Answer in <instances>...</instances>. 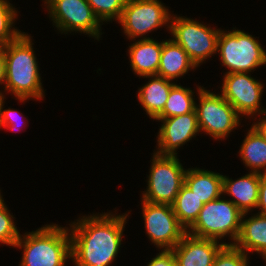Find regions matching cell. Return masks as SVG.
Returning a JSON list of instances; mask_svg holds the SVG:
<instances>
[{"label": "cell", "mask_w": 266, "mask_h": 266, "mask_svg": "<svg viewBox=\"0 0 266 266\" xmlns=\"http://www.w3.org/2000/svg\"><path fill=\"white\" fill-rule=\"evenodd\" d=\"M83 214L68 223L73 266H113L121 252L128 210Z\"/></svg>", "instance_id": "6da1fadb"}, {"label": "cell", "mask_w": 266, "mask_h": 266, "mask_svg": "<svg viewBox=\"0 0 266 266\" xmlns=\"http://www.w3.org/2000/svg\"><path fill=\"white\" fill-rule=\"evenodd\" d=\"M33 37L23 32L4 49L5 82L1 94L5 97L7 93L14 96L12 98L23 105L29 100L40 102L46 95Z\"/></svg>", "instance_id": "7a4b0ae2"}, {"label": "cell", "mask_w": 266, "mask_h": 266, "mask_svg": "<svg viewBox=\"0 0 266 266\" xmlns=\"http://www.w3.org/2000/svg\"><path fill=\"white\" fill-rule=\"evenodd\" d=\"M14 248L22 249L19 266H67L72 261L67 224L46 223L36 230L22 233Z\"/></svg>", "instance_id": "3957f363"}, {"label": "cell", "mask_w": 266, "mask_h": 266, "mask_svg": "<svg viewBox=\"0 0 266 266\" xmlns=\"http://www.w3.org/2000/svg\"><path fill=\"white\" fill-rule=\"evenodd\" d=\"M255 37L236 26L231 30L221 29L217 39V58L225 73H252L266 66V50Z\"/></svg>", "instance_id": "277c9868"}, {"label": "cell", "mask_w": 266, "mask_h": 266, "mask_svg": "<svg viewBox=\"0 0 266 266\" xmlns=\"http://www.w3.org/2000/svg\"><path fill=\"white\" fill-rule=\"evenodd\" d=\"M227 198L222 195L205 203L186 233L198 238L215 239L225 245H234L240 233L243 213ZM227 239L230 242H226Z\"/></svg>", "instance_id": "5b68a950"}, {"label": "cell", "mask_w": 266, "mask_h": 266, "mask_svg": "<svg viewBox=\"0 0 266 266\" xmlns=\"http://www.w3.org/2000/svg\"><path fill=\"white\" fill-rule=\"evenodd\" d=\"M203 87L195 101L197 122L201 134L216 141L227 140L238 127H242V118L235 108L217 91ZM238 128V129H237ZM235 129V130H234Z\"/></svg>", "instance_id": "8992f818"}, {"label": "cell", "mask_w": 266, "mask_h": 266, "mask_svg": "<svg viewBox=\"0 0 266 266\" xmlns=\"http://www.w3.org/2000/svg\"><path fill=\"white\" fill-rule=\"evenodd\" d=\"M200 22L193 17L172 14L170 19L171 38L188 54L191 61L199 68L217 54V39L221 27Z\"/></svg>", "instance_id": "52a82bcc"}, {"label": "cell", "mask_w": 266, "mask_h": 266, "mask_svg": "<svg viewBox=\"0 0 266 266\" xmlns=\"http://www.w3.org/2000/svg\"><path fill=\"white\" fill-rule=\"evenodd\" d=\"M49 21L59 34L80 33L98 42L102 39V25L87 0H41Z\"/></svg>", "instance_id": "ba28073f"}, {"label": "cell", "mask_w": 266, "mask_h": 266, "mask_svg": "<svg viewBox=\"0 0 266 266\" xmlns=\"http://www.w3.org/2000/svg\"><path fill=\"white\" fill-rule=\"evenodd\" d=\"M150 159L146 188L140 191V200L172 205L184 184L187 167L179 156L160 155L153 151Z\"/></svg>", "instance_id": "9c48e42d"}, {"label": "cell", "mask_w": 266, "mask_h": 266, "mask_svg": "<svg viewBox=\"0 0 266 266\" xmlns=\"http://www.w3.org/2000/svg\"><path fill=\"white\" fill-rule=\"evenodd\" d=\"M169 8L162 0H126L117 24H120L124 37L129 41L152 39L149 33L160 28L170 31L173 11Z\"/></svg>", "instance_id": "30bf717a"}, {"label": "cell", "mask_w": 266, "mask_h": 266, "mask_svg": "<svg viewBox=\"0 0 266 266\" xmlns=\"http://www.w3.org/2000/svg\"><path fill=\"white\" fill-rule=\"evenodd\" d=\"M222 77V86L217 88L242 118L251 121L266 112V106L261 102L266 83L254 78L251 73L244 72L223 74Z\"/></svg>", "instance_id": "8fae6325"}, {"label": "cell", "mask_w": 266, "mask_h": 266, "mask_svg": "<svg viewBox=\"0 0 266 266\" xmlns=\"http://www.w3.org/2000/svg\"><path fill=\"white\" fill-rule=\"evenodd\" d=\"M140 209L145 236L158 249H173L186 234V229L179 223L172 205L155 204L140 200Z\"/></svg>", "instance_id": "7c38bea8"}, {"label": "cell", "mask_w": 266, "mask_h": 266, "mask_svg": "<svg viewBox=\"0 0 266 266\" xmlns=\"http://www.w3.org/2000/svg\"><path fill=\"white\" fill-rule=\"evenodd\" d=\"M155 120L161 122L154 149L160 155L179 156L178 149H183L184 145H188L192 139L195 140L200 133L195 110L184 115L155 118L153 121Z\"/></svg>", "instance_id": "4fadbf2b"}, {"label": "cell", "mask_w": 266, "mask_h": 266, "mask_svg": "<svg viewBox=\"0 0 266 266\" xmlns=\"http://www.w3.org/2000/svg\"><path fill=\"white\" fill-rule=\"evenodd\" d=\"M224 245L215 239L198 238L186 233L172 251L177 266H212L216 254Z\"/></svg>", "instance_id": "5bb4252c"}, {"label": "cell", "mask_w": 266, "mask_h": 266, "mask_svg": "<svg viewBox=\"0 0 266 266\" xmlns=\"http://www.w3.org/2000/svg\"><path fill=\"white\" fill-rule=\"evenodd\" d=\"M260 173L247 172L232 179L223 174V195L229 196L242 213L256 212L259 200ZM232 197V198H231Z\"/></svg>", "instance_id": "9a60e30c"}, {"label": "cell", "mask_w": 266, "mask_h": 266, "mask_svg": "<svg viewBox=\"0 0 266 266\" xmlns=\"http://www.w3.org/2000/svg\"><path fill=\"white\" fill-rule=\"evenodd\" d=\"M127 53L131 71L137 77L157 75L162 51V41L156 38L129 41ZM132 42V43H131Z\"/></svg>", "instance_id": "2e32d148"}, {"label": "cell", "mask_w": 266, "mask_h": 266, "mask_svg": "<svg viewBox=\"0 0 266 266\" xmlns=\"http://www.w3.org/2000/svg\"><path fill=\"white\" fill-rule=\"evenodd\" d=\"M234 246L249 256L253 253L258 254L262 261H265L266 215H261L256 212H251V214L243 213L240 233Z\"/></svg>", "instance_id": "e0dca14e"}, {"label": "cell", "mask_w": 266, "mask_h": 266, "mask_svg": "<svg viewBox=\"0 0 266 266\" xmlns=\"http://www.w3.org/2000/svg\"><path fill=\"white\" fill-rule=\"evenodd\" d=\"M139 78H145L148 81L138 87L137 100L147 117L154 120L163 111L169 92L176 83L159 75H147Z\"/></svg>", "instance_id": "ac0fdd59"}, {"label": "cell", "mask_w": 266, "mask_h": 266, "mask_svg": "<svg viewBox=\"0 0 266 266\" xmlns=\"http://www.w3.org/2000/svg\"><path fill=\"white\" fill-rule=\"evenodd\" d=\"M197 69L186 51L172 38L162 39V51L157 75L165 79L179 82L190 71ZM176 80V81H175Z\"/></svg>", "instance_id": "d6986e66"}, {"label": "cell", "mask_w": 266, "mask_h": 266, "mask_svg": "<svg viewBox=\"0 0 266 266\" xmlns=\"http://www.w3.org/2000/svg\"><path fill=\"white\" fill-rule=\"evenodd\" d=\"M220 173L192 166L185 173L184 184L205 204L223 195V173Z\"/></svg>", "instance_id": "ffe728a7"}, {"label": "cell", "mask_w": 266, "mask_h": 266, "mask_svg": "<svg viewBox=\"0 0 266 266\" xmlns=\"http://www.w3.org/2000/svg\"><path fill=\"white\" fill-rule=\"evenodd\" d=\"M236 154L249 172L266 174V140L250 125Z\"/></svg>", "instance_id": "44dd1931"}, {"label": "cell", "mask_w": 266, "mask_h": 266, "mask_svg": "<svg viewBox=\"0 0 266 266\" xmlns=\"http://www.w3.org/2000/svg\"><path fill=\"white\" fill-rule=\"evenodd\" d=\"M195 86L196 91L181 85L180 82L176 83L169 92L163 111L156 118H169L193 112L197 95L204 85L199 86L198 83Z\"/></svg>", "instance_id": "7402d4cb"}, {"label": "cell", "mask_w": 266, "mask_h": 266, "mask_svg": "<svg viewBox=\"0 0 266 266\" xmlns=\"http://www.w3.org/2000/svg\"><path fill=\"white\" fill-rule=\"evenodd\" d=\"M204 203L185 184L172 204L179 223L187 230L197 219Z\"/></svg>", "instance_id": "603a6c76"}, {"label": "cell", "mask_w": 266, "mask_h": 266, "mask_svg": "<svg viewBox=\"0 0 266 266\" xmlns=\"http://www.w3.org/2000/svg\"><path fill=\"white\" fill-rule=\"evenodd\" d=\"M10 1L0 0V41H3L6 45L23 33V30L15 26L17 24L15 22L19 20L20 15L18 14L20 11Z\"/></svg>", "instance_id": "cb8c5ba5"}, {"label": "cell", "mask_w": 266, "mask_h": 266, "mask_svg": "<svg viewBox=\"0 0 266 266\" xmlns=\"http://www.w3.org/2000/svg\"><path fill=\"white\" fill-rule=\"evenodd\" d=\"M14 216L5 201L0 204V244L13 249L21 235Z\"/></svg>", "instance_id": "d4e9b609"}, {"label": "cell", "mask_w": 266, "mask_h": 266, "mask_svg": "<svg viewBox=\"0 0 266 266\" xmlns=\"http://www.w3.org/2000/svg\"><path fill=\"white\" fill-rule=\"evenodd\" d=\"M95 15L103 24L117 23L126 0H87ZM109 22V23H108Z\"/></svg>", "instance_id": "484cf974"}, {"label": "cell", "mask_w": 266, "mask_h": 266, "mask_svg": "<svg viewBox=\"0 0 266 266\" xmlns=\"http://www.w3.org/2000/svg\"><path fill=\"white\" fill-rule=\"evenodd\" d=\"M250 260L249 255L234 245H224L216 254L212 266H249Z\"/></svg>", "instance_id": "4316f807"}, {"label": "cell", "mask_w": 266, "mask_h": 266, "mask_svg": "<svg viewBox=\"0 0 266 266\" xmlns=\"http://www.w3.org/2000/svg\"><path fill=\"white\" fill-rule=\"evenodd\" d=\"M7 97L2 95V124H3V129L11 131V132H19L21 131L20 129L22 128V125L29 124L28 123V118L26 115H23L20 113L19 109L17 110L16 108L13 109L10 107L5 109V104ZM24 116V117H23ZM26 117V118H25ZM26 121V122H25ZM25 122V123H24ZM21 126V128H20Z\"/></svg>", "instance_id": "83f0119b"}, {"label": "cell", "mask_w": 266, "mask_h": 266, "mask_svg": "<svg viewBox=\"0 0 266 266\" xmlns=\"http://www.w3.org/2000/svg\"><path fill=\"white\" fill-rule=\"evenodd\" d=\"M145 266H177L176 257L172 249H159Z\"/></svg>", "instance_id": "f1b7e54d"}, {"label": "cell", "mask_w": 266, "mask_h": 266, "mask_svg": "<svg viewBox=\"0 0 266 266\" xmlns=\"http://www.w3.org/2000/svg\"><path fill=\"white\" fill-rule=\"evenodd\" d=\"M256 213L266 215V174H260L259 200Z\"/></svg>", "instance_id": "f546056e"}, {"label": "cell", "mask_w": 266, "mask_h": 266, "mask_svg": "<svg viewBox=\"0 0 266 266\" xmlns=\"http://www.w3.org/2000/svg\"><path fill=\"white\" fill-rule=\"evenodd\" d=\"M252 126L266 140V112L260 114L259 116L254 117L252 119Z\"/></svg>", "instance_id": "4dcf8cb0"}, {"label": "cell", "mask_w": 266, "mask_h": 266, "mask_svg": "<svg viewBox=\"0 0 266 266\" xmlns=\"http://www.w3.org/2000/svg\"><path fill=\"white\" fill-rule=\"evenodd\" d=\"M5 82V55L4 53L0 55V94L2 93L3 86Z\"/></svg>", "instance_id": "1f68e13d"}, {"label": "cell", "mask_w": 266, "mask_h": 266, "mask_svg": "<svg viewBox=\"0 0 266 266\" xmlns=\"http://www.w3.org/2000/svg\"><path fill=\"white\" fill-rule=\"evenodd\" d=\"M2 94H0V130H3V124H2Z\"/></svg>", "instance_id": "d6a6232c"}, {"label": "cell", "mask_w": 266, "mask_h": 266, "mask_svg": "<svg viewBox=\"0 0 266 266\" xmlns=\"http://www.w3.org/2000/svg\"><path fill=\"white\" fill-rule=\"evenodd\" d=\"M6 44L3 41H0V55L4 53Z\"/></svg>", "instance_id": "836d02e7"}, {"label": "cell", "mask_w": 266, "mask_h": 266, "mask_svg": "<svg viewBox=\"0 0 266 266\" xmlns=\"http://www.w3.org/2000/svg\"><path fill=\"white\" fill-rule=\"evenodd\" d=\"M2 192L3 191H1V189H0V204L4 202V198H3L4 195Z\"/></svg>", "instance_id": "e575fe53"}]
</instances>
